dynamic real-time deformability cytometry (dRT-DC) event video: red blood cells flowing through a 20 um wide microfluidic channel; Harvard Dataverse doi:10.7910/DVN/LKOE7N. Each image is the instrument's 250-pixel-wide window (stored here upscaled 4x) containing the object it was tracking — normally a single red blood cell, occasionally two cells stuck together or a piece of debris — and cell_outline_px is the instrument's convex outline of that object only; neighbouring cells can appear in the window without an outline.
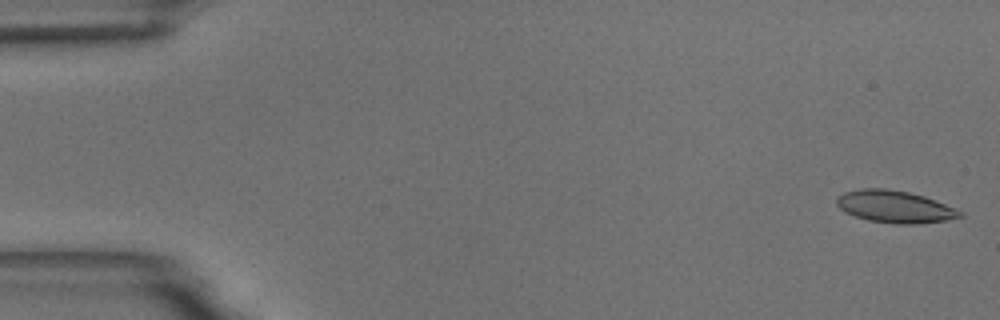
{"species": "common noctule bat (a hibernating species)", "species_latin": "Nyctalus noctula", "temperature_condition": "room temperature", "stored_images_in_passage": 56, "camera_frame_rate_fps": 3000, "um_per_image_px": 0.085, "animal": {"sex": "male", "body_mass_g": 18.8}, "frame": {"image": 1, "passage_image": 2, "time_ms": 0.333, "image_size_px": [1000, 320], "cell_outline_px": [[964, 216], [944, 220], [920, 224], [896, 224], [868, 220], [844, 212], [836, 204], [836, 200], [844, 192], [860, 188], [884, 188], [908, 192], [924, 196], [964, 212]], "centroid_in_image_um": [76.05, 17.57], "position_along_channel_um": 9.0, "area_um2": 23.0}}
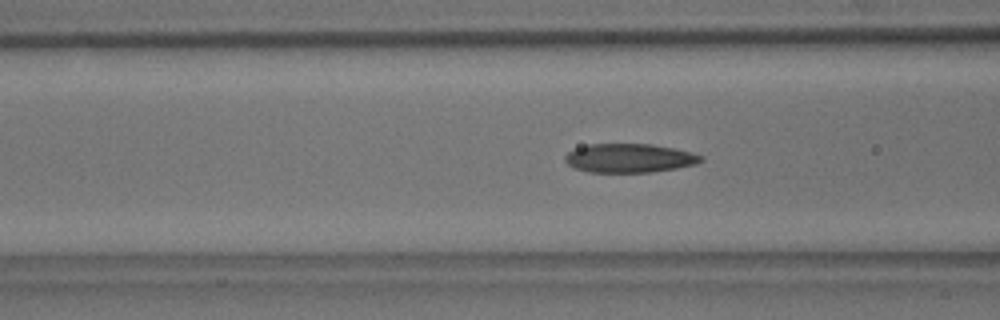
{"frame": {"image": 2, "passage_image": 22, "time_ms": 7.0, "image_size_px": [1000, 320], "cell_outline_px": [[704, 160], [696, 164], [676, 168], [652, 172], [588, 172], [572, 168], [564, 160], [564, 156], [568, 152], [576, 148], [588, 144], [652, 144], [676, 148], [692, 152], [704, 156]], "centroid_in_image_um": [53.51, 13.44], "position_along_channel_um": 113.1, "area_um2": 23.12}}
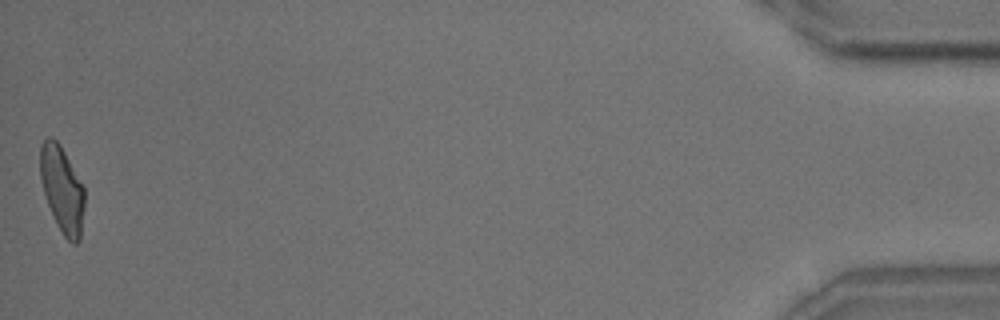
{"frame": {"image": 3, "passage_image": 56, "time_ms": 18.333, "image_size_px": [1000, 320], "cell_outline_px": [[84, 208], [80, 240], [76, 244], [72, 244], [64, 236], [56, 224], [48, 204], [44, 192], [40, 176], [40, 144], [48, 136], [52, 136], [60, 144], [84, 184]], "centroid_in_image_um": [5.29, 16.08], "position_along_channel_um": 429.9, "area_um2": 22.54}, "authors_computed_cell_mechanics": {"area_um2": 22.9466, "velocity_mm_per_s": 3.6377, "shape_relaxation_time_tau1_ms": 6.0881, "shape_relaxation_time_tau2_ms": 1.6495, "deformation_change_tau1": 0.1703, "deformation_change_tau2": 0.0911}}